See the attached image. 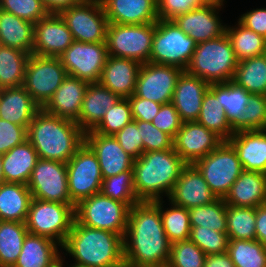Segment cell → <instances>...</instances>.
<instances>
[{
  "label": "cell",
  "instance_id": "6da1fadb",
  "mask_svg": "<svg viewBox=\"0 0 266 267\" xmlns=\"http://www.w3.org/2000/svg\"><path fill=\"white\" fill-rule=\"evenodd\" d=\"M123 243L124 258L135 267H166L171 243L154 202L141 201L130 207Z\"/></svg>",
  "mask_w": 266,
  "mask_h": 267
},
{
  "label": "cell",
  "instance_id": "7a4b0ae2",
  "mask_svg": "<svg viewBox=\"0 0 266 267\" xmlns=\"http://www.w3.org/2000/svg\"><path fill=\"white\" fill-rule=\"evenodd\" d=\"M27 140L40 159L67 163L85 143V132L76 122L51 115L41 108L27 128Z\"/></svg>",
  "mask_w": 266,
  "mask_h": 267
},
{
  "label": "cell",
  "instance_id": "3957f363",
  "mask_svg": "<svg viewBox=\"0 0 266 267\" xmlns=\"http://www.w3.org/2000/svg\"><path fill=\"white\" fill-rule=\"evenodd\" d=\"M187 164L174 149L143 153L133 163V184L140 201H155L170 196Z\"/></svg>",
  "mask_w": 266,
  "mask_h": 267
},
{
  "label": "cell",
  "instance_id": "277c9868",
  "mask_svg": "<svg viewBox=\"0 0 266 267\" xmlns=\"http://www.w3.org/2000/svg\"><path fill=\"white\" fill-rule=\"evenodd\" d=\"M61 250L74 258L75 264L87 267H106L124 258L123 236L111 231L72 225Z\"/></svg>",
  "mask_w": 266,
  "mask_h": 267
},
{
  "label": "cell",
  "instance_id": "5b68a950",
  "mask_svg": "<svg viewBox=\"0 0 266 267\" xmlns=\"http://www.w3.org/2000/svg\"><path fill=\"white\" fill-rule=\"evenodd\" d=\"M239 61L231 42L222 36L197 43L186 72L211 83L232 81Z\"/></svg>",
  "mask_w": 266,
  "mask_h": 267
},
{
  "label": "cell",
  "instance_id": "8992f818",
  "mask_svg": "<svg viewBox=\"0 0 266 267\" xmlns=\"http://www.w3.org/2000/svg\"><path fill=\"white\" fill-rule=\"evenodd\" d=\"M75 206L32 198L25 226L30 234L48 237L62 246L75 220Z\"/></svg>",
  "mask_w": 266,
  "mask_h": 267
},
{
  "label": "cell",
  "instance_id": "52a82bcc",
  "mask_svg": "<svg viewBox=\"0 0 266 267\" xmlns=\"http://www.w3.org/2000/svg\"><path fill=\"white\" fill-rule=\"evenodd\" d=\"M197 42L186 35L173 21L159 19L149 62L175 66L183 71L189 65Z\"/></svg>",
  "mask_w": 266,
  "mask_h": 267
},
{
  "label": "cell",
  "instance_id": "ba28073f",
  "mask_svg": "<svg viewBox=\"0 0 266 267\" xmlns=\"http://www.w3.org/2000/svg\"><path fill=\"white\" fill-rule=\"evenodd\" d=\"M130 207L97 193L75 206V220L90 228L111 231L124 237Z\"/></svg>",
  "mask_w": 266,
  "mask_h": 267
},
{
  "label": "cell",
  "instance_id": "9c48e42d",
  "mask_svg": "<svg viewBox=\"0 0 266 267\" xmlns=\"http://www.w3.org/2000/svg\"><path fill=\"white\" fill-rule=\"evenodd\" d=\"M155 32V23H109L106 35L108 55L149 62Z\"/></svg>",
  "mask_w": 266,
  "mask_h": 267
},
{
  "label": "cell",
  "instance_id": "30bf717a",
  "mask_svg": "<svg viewBox=\"0 0 266 267\" xmlns=\"http://www.w3.org/2000/svg\"><path fill=\"white\" fill-rule=\"evenodd\" d=\"M194 165L201 172L211 192L222 198L244 171L235 148L223 141L215 150L197 160Z\"/></svg>",
  "mask_w": 266,
  "mask_h": 267
},
{
  "label": "cell",
  "instance_id": "8fae6325",
  "mask_svg": "<svg viewBox=\"0 0 266 267\" xmlns=\"http://www.w3.org/2000/svg\"><path fill=\"white\" fill-rule=\"evenodd\" d=\"M58 14L71 31L74 41L106 42L109 21L100 0H83Z\"/></svg>",
  "mask_w": 266,
  "mask_h": 267
},
{
  "label": "cell",
  "instance_id": "7c38bea8",
  "mask_svg": "<svg viewBox=\"0 0 266 267\" xmlns=\"http://www.w3.org/2000/svg\"><path fill=\"white\" fill-rule=\"evenodd\" d=\"M67 76V71L59 57H42L30 54L23 87L33 100L43 108Z\"/></svg>",
  "mask_w": 266,
  "mask_h": 267
},
{
  "label": "cell",
  "instance_id": "4fadbf2b",
  "mask_svg": "<svg viewBox=\"0 0 266 267\" xmlns=\"http://www.w3.org/2000/svg\"><path fill=\"white\" fill-rule=\"evenodd\" d=\"M66 164L69 196L75 205L83 199L101 193L103 177L99 161L86 143Z\"/></svg>",
  "mask_w": 266,
  "mask_h": 267
},
{
  "label": "cell",
  "instance_id": "5bb4252c",
  "mask_svg": "<svg viewBox=\"0 0 266 267\" xmlns=\"http://www.w3.org/2000/svg\"><path fill=\"white\" fill-rule=\"evenodd\" d=\"M108 57L106 42L89 43L74 41L60 56L69 76L99 83Z\"/></svg>",
  "mask_w": 266,
  "mask_h": 267
},
{
  "label": "cell",
  "instance_id": "9a60e30c",
  "mask_svg": "<svg viewBox=\"0 0 266 267\" xmlns=\"http://www.w3.org/2000/svg\"><path fill=\"white\" fill-rule=\"evenodd\" d=\"M27 186L34 199L74 204L69 196L66 163L39 158Z\"/></svg>",
  "mask_w": 266,
  "mask_h": 267
},
{
  "label": "cell",
  "instance_id": "2e32d148",
  "mask_svg": "<svg viewBox=\"0 0 266 267\" xmlns=\"http://www.w3.org/2000/svg\"><path fill=\"white\" fill-rule=\"evenodd\" d=\"M182 72V69L170 65L141 64L134 95L159 104L169 103Z\"/></svg>",
  "mask_w": 266,
  "mask_h": 267
},
{
  "label": "cell",
  "instance_id": "e0dca14e",
  "mask_svg": "<svg viewBox=\"0 0 266 267\" xmlns=\"http://www.w3.org/2000/svg\"><path fill=\"white\" fill-rule=\"evenodd\" d=\"M223 140L197 121L183 122L173 140V149L186 164H194L215 150Z\"/></svg>",
  "mask_w": 266,
  "mask_h": 267
},
{
  "label": "cell",
  "instance_id": "ac0fdd59",
  "mask_svg": "<svg viewBox=\"0 0 266 267\" xmlns=\"http://www.w3.org/2000/svg\"><path fill=\"white\" fill-rule=\"evenodd\" d=\"M74 42L71 31L57 13H49L34 24L33 53L42 57H59Z\"/></svg>",
  "mask_w": 266,
  "mask_h": 267
},
{
  "label": "cell",
  "instance_id": "d6986e66",
  "mask_svg": "<svg viewBox=\"0 0 266 267\" xmlns=\"http://www.w3.org/2000/svg\"><path fill=\"white\" fill-rule=\"evenodd\" d=\"M224 5H203L172 21L197 43L218 38L225 33L226 24L218 15Z\"/></svg>",
  "mask_w": 266,
  "mask_h": 267
},
{
  "label": "cell",
  "instance_id": "ffe728a7",
  "mask_svg": "<svg viewBox=\"0 0 266 267\" xmlns=\"http://www.w3.org/2000/svg\"><path fill=\"white\" fill-rule=\"evenodd\" d=\"M85 143L95 153L103 179L132 170L134 158L126 153L112 135L85 132Z\"/></svg>",
  "mask_w": 266,
  "mask_h": 267
},
{
  "label": "cell",
  "instance_id": "44dd1931",
  "mask_svg": "<svg viewBox=\"0 0 266 267\" xmlns=\"http://www.w3.org/2000/svg\"><path fill=\"white\" fill-rule=\"evenodd\" d=\"M216 199L197 167L194 164H187L167 200L177 206L190 209L210 204Z\"/></svg>",
  "mask_w": 266,
  "mask_h": 267
},
{
  "label": "cell",
  "instance_id": "7402d4cb",
  "mask_svg": "<svg viewBox=\"0 0 266 267\" xmlns=\"http://www.w3.org/2000/svg\"><path fill=\"white\" fill-rule=\"evenodd\" d=\"M210 84L183 71L178 77L172 100L182 122L197 121L203 97Z\"/></svg>",
  "mask_w": 266,
  "mask_h": 267
},
{
  "label": "cell",
  "instance_id": "603a6c76",
  "mask_svg": "<svg viewBox=\"0 0 266 267\" xmlns=\"http://www.w3.org/2000/svg\"><path fill=\"white\" fill-rule=\"evenodd\" d=\"M109 23L147 24L159 20L157 0H100Z\"/></svg>",
  "mask_w": 266,
  "mask_h": 267
},
{
  "label": "cell",
  "instance_id": "cb8c5ba5",
  "mask_svg": "<svg viewBox=\"0 0 266 267\" xmlns=\"http://www.w3.org/2000/svg\"><path fill=\"white\" fill-rule=\"evenodd\" d=\"M141 64L136 60L108 55L99 83L121 98L132 96Z\"/></svg>",
  "mask_w": 266,
  "mask_h": 267
},
{
  "label": "cell",
  "instance_id": "d4e9b609",
  "mask_svg": "<svg viewBox=\"0 0 266 267\" xmlns=\"http://www.w3.org/2000/svg\"><path fill=\"white\" fill-rule=\"evenodd\" d=\"M88 85L89 83L85 80L68 75L43 109L51 115L78 124L84 93Z\"/></svg>",
  "mask_w": 266,
  "mask_h": 267
},
{
  "label": "cell",
  "instance_id": "484cf974",
  "mask_svg": "<svg viewBox=\"0 0 266 267\" xmlns=\"http://www.w3.org/2000/svg\"><path fill=\"white\" fill-rule=\"evenodd\" d=\"M228 141L235 148L244 171L266 174V129L237 131Z\"/></svg>",
  "mask_w": 266,
  "mask_h": 267
},
{
  "label": "cell",
  "instance_id": "4316f807",
  "mask_svg": "<svg viewBox=\"0 0 266 267\" xmlns=\"http://www.w3.org/2000/svg\"><path fill=\"white\" fill-rule=\"evenodd\" d=\"M121 97L100 83H89L84 93L78 125L84 131L93 130L103 119L107 110Z\"/></svg>",
  "mask_w": 266,
  "mask_h": 267
},
{
  "label": "cell",
  "instance_id": "83f0119b",
  "mask_svg": "<svg viewBox=\"0 0 266 267\" xmlns=\"http://www.w3.org/2000/svg\"><path fill=\"white\" fill-rule=\"evenodd\" d=\"M41 107L23 86L0 89V118L26 129Z\"/></svg>",
  "mask_w": 266,
  "mask_h": 267
},
{
  "label": "cell",
  "instance_id": "f1b7e54d",
  "mask_svg": "<svg viewBox=\"0 0 266 267\" xmlns=\"http://www.w3.org/2000/svg\"><path fill=\"white\" fill-rule=\"evenodd\" d=\"M226 205L255 207L266 204V174L243 171L224 197Z\"/></svg>",
  "mask_w": 266,
  "mask_h": 267
},
{
  "label": "cell",
  "instance_id": "f546056e",
  "mask_svg": "<svg viewBox=\"0 0 266 267\" xmlns=\"http://www.w3.org/2000/svg\"><path fill=\"white\" fill-rule=\"evenodd\" d=\"M61 255L59 243L45 236L28 233L13 267H56Z\"/></svg>",
  "mask_w": 266,
  "mask_h": 267
},
{
  "label": "cell",
  "instance_id": "4dcf8cb0",
  "mask_svg": "<svg viewBox=\"0 0 266 267\" xmlns=\"http://www.w3.org/2000/svg\"><path fill=\"white\" fill-rule=\"evenodd\" d=\"M38 159V153L28 140L3 154L4 182L27 185Z\"/></svg>",
  "mask_w": 266,
  "mask_h": 267
},
{
  "label": "cell",
  "instance_id": "1f68e13d",
  "mask_svg": "<svg viewBox=\"0 0 266 267\" xmlns=\"http://www.w3.org/2000/svg\"><path fill=\"white\" fill-rule=\"evenodd\" d=\"M34 24L0 9V45L32 54Z\"/></svg>",
  "mask_w": 266,
  "mask_h": 267
},
{
  "label": "cell",
  "instance_id": "d6a6232c",
  "mask_svg": "<svg viewBox=\"0 0 266 267\" xmlns=\"http://www.w3.org/2000/svg\"><path fill=\"white\" fill-rule=\"evenodd\" d=\"M32 194L27 185L2 182L0 184V220L25 222Z\"/></svg>",
  "mask_w": 266,
  "mask_h": 267
},
{
  "label": "cell",
  "instance_id": "836d02e7",
  "mask_svg": "<svg viewBox=\"0 0 266 267\" xmlns=\"http://www.w3.org/2000/svg\"><path fill=\"white\" fill-rule=\"evenodd\" d=\"M197 122L214 132L223 141H228L234 135L232 125L220 103V98H217L210 89L203 97Z\"/></svg>",
  "mask_w": 266,
  "mask_h": 267
},
{
  "label": "cell",
  "instance_id": "e575fe53",
  "mask_svg": "<svg viewBox=\"0 0 266 267\" xmlns=\"http://www.w3.org/2000/svg\"><path fill=\"white\" fill-rule=\"evenodd\" d=\"M232 82L250 94L266 95V54L239 61Z\"/></svg>",
  "mask_w": 266,
  "mask_h": 267
},
{
  "label": "cell",
  "instance_id": "d590c367",
  "mask_svg": "<svg viewBox=\"0 0 266 267\" xmlns=\"http://www.w3.org/2000/svg\"><path fill=\"white\" fill-rule=\"evenodd\" d=\"M30 54L0 45V89L23 86Z\"/></svg>",
  "mask_w": 266,
  "mask_h": 267
},
{
  "label": "cell",
  "instance_id": "8d00e7d4",
  "mask_svg": "<svg viewBox=\"0 0 266 267\" xmlns=\"http://www.w3.org/2000/svg\"><path fill=\"white\" fill-rule=\"evenodd\" d=\"M225 33L228 36L238 61L261 56L266 53V39L246 28L239 21L233 27L226 25Z\"/></svg>",
  "mask_w": 266,
  "mask_h": 267
},
{
  "label": "cell",
  "instance_id": "74e56055",
  "mask_svg": "<svg viewBox=\"0 0 266 267\" xmlns=\"http://www.w3.org/2000/svg\"><path fill=\"white\" fill-rule=\"evenodd\" d=\"M25 222L0 220V267H13L28 234Z\"/></svg>",
  "mask_w": 266,
  "mask_h": 267
},
{
  "label": "cell",
  "instance_id": "f35d334b",
  "mask_svg": "<svg viewBox=\"0 0 266 267\" xmlns=\"http://www.w3.org/2000/svg\"><path fill=\"white\" fill-rule=\"evenodd\" d=\"M160 209L161 219L165 234L169 242L189 240L191 223L188 209L177 206L172 202L164 208L163 199L153 201ZM171 206V207H170Z\"/></svg>",
  "mask_w": 266,
  "mask_h": 267
},
{
  "label": "cell",
  "instance_id": "ab89813d",
  "mask_svg": "<svg viewBox=\"0 0 266 267\" xmlns=\"http://www.w3.org/2000/svg\"><path fill=\"white\" fill-rule=\"evenodd\" d=\"M209 89L217 98H220V103L223 105L227 119L233 125L243 114L251 94L232 81L211 83Z\"/></svg>",
  "mask_w": 266,
  "mask_h": 267
},
{
  "label": "cell",
  "instance_id": "60d3db41",
  "mask_svg": "<svg viewBox=\"0 0 266 267\" xmlns=\"http://www.w3.org/2000/svg\"><path fill=\"white\" fill-rule=\"evenodd\" d=\"M227 234L229 240H255V207L227 205Z\"/></svg>",
  "mask_w": 266,
  "mask_h": 267
},
{
  "label": "cell",
  "instance_id": "b9f144b4",
  "mask_svg": "<svg viewBox=\"0 0 266 267\" xmlns=\"http://www.w3.org/2000/svg\"><path fill=\"white\" fill-rule=\"evenodd\" d=\"M227 252L234 267H266V246L258 240H229Z\"/></svg>",
  "mask_w": 266,
  "mask_h": 267
},
{
  "label": "cell",
  "instance_id": "7bdbcfd3",
  "mask_svg": "<svg viewBox=\"0 0 266 267\" xmlns=\"http://www.w3.org/2000/svg\"><path fill=\"white\" fill-rule=\"evenodd\" d=\"M227 205L222 198L210 204L188 209L191 226H202L218 232H227Z\"/></svg>",
  "mask_w": 266,
  "mask_h": 267
},
{
  "label": "cell",
  "instance_id": "ee69618b",
  "mask_svg": "<svg viewBox=\"0 0 266 267\" xmlns=\"http://www.w3.org/2000/svg\"><path fill=\"white\" fill-rule=\"evenodd\" d=\"M101 193L113 200L126 203L129 207L141 202L135 193L132 170L104 178Z\"/></svg>",
  "mask_w": 266,
  "mask_h": 267
},
{
  "label": "cell",
  "instance_id": "f6af8a7d",
  "mask_svg": "<svg viewBox=\"0 0 266 267\" xmlns=\"http://www.w3.org/2000/svg\"><path fill=\"white\" fill-rule=\"evenodd\" d=\"M234 133L266 129V95L251 94L243 114L232 125Z\"/></svg>",
  "mask_w": 266,
  "mask_h": 267
},
{
  "label": "cell",
  "instance_id": "bcb514c9",
  "mask_svg": "<svg viewBox=\"0 0 266 267\" xmlns=\"http://www.w3.org/2000/svg\"><path fill=\"white\" fill-rule=\"evenodd\" d=\"M206 254L192 241L173 242L166 267H204Z\"/></svg>",
  "mask_w": 266,
  "mask_h": 267
},
{
  "label": "cell",
  "instance_id": "7dc6e473",
  "mask_svg": "<svg viewBox=\"0 0 266 267\" xmlns=\"http://www.w3.org/2000/svg\"><path fill=\"white\" fill-rule=\"evenodd\" d=\"M132 120L128 98H120L114 106L107 110L101 122L92 131L113 136Z\"/></svg>",
  "mask_w": 266,
  "mask_h": 267
},
{
  "label": "cell",
  "instance_id": "c3c4849f",
  "mask_svg": "<svg viewBox=\"0 0 266 267\" xmlns=\"http://www.w3.org/2000/svg\"><path fill=\"white\" fill-rule=\"evenodd\" d=\"M189 240L194 242L206 255L227 252L229 243L227 232H218L202 226H191Z\"/></svg>",
  "mask_w": 266,
  "mask_h": 267
},
{
  "label": "cell",
  "instance_id": "681fc988",
  "mask_svg": "<svg viewBox=\"0 0 266 267\" xmlns=\"http://www.w3.org/2000/svg\"><path fill=\"white\" fill-rule=\"evenodd\" d=\"M0 9L33 24L49 14L42 0H0Z\"/></svg>",
  "mask_w": 266,
  "mask_h": 267
},
{
  "label": "cell",
  "instance_id": "f907efd6",
  "mask_svg": "<svg viewBox=\"0 0 266 267\" xmlns=\"http://www.w3.org/2000/svg\"><path fill=\"white\" fill-rule=\"evenodd\" d=\"M140 128V137L143 141V153L173 149L174 138L156 128L152 122L134 120Z\"/></svg>",
  "mask_w": 266,
  "mask_h": 267
},
{
  "label": "cell",
  "instance_id": "816d5d0a",
  "mask_svg": "<svg viewBox=\"0 0 266 267\" xmlns=\"http://www.w3.org/2000/svg\"><path fill=\"white\" fill-rule=\"evenodd\" d=\"M123 150L134 159L143 154V141L140 137V128L134 120L126 124L119 132L113 135Z\"/></svg>",
  "mask_w": 266,
  "mask_h": 267
},
{
  "label": "cell",
  "instance_id": "f5cc1de1",
  "mask_svg": "<svg viewBox=\"0 0 266 267\" xmlns=\"http://www.w3.org/2000/svg\"><path fill=\"white\" fill-rule=\"evenodd\" d=\"M27 140V129L0 118V154L3 155Z\"/></svg>",
  "mask_w": 266,
  "mask_h": 267
},
{
  "label": "cell",
  "instance_id": "db71d44e",
  "mask_svg": "<svg viewBox=\"0 0 266 267\" xmlns=\"http://www.w3.org/2000/svg\"><path fill=\"white\" fill-rule=\"evenodd\" d=\"M151 122L156 128L171 135L173 138L181 129L183 123L172 102L162 104L158 114Z\"/></svg>",
  "mask_w": 266,
  "mask_h": 267
},
{
  "label": "cell",
  "instance_id": "11a10c76",
  "mask_svg": "<svg viewBox=\"0 0 266 267\" xmlns=\"http://www.w3.org/2000/svg\"><path fill=\"white\" fill-rule=\"evenodd\" d=\"M203 5L200 0H157L158 17L162 20L172 21L177 16Z\"/></svg>",
  "mask_w": 266,
  "mask_h": 267
},
{
  "label": "cell",
  "instance_id": "9f6ffc18",
  "mask_svg": "<svg viewBox=\"0 0 266 267\" xmlns=\"http://www.w3.org/2000/svg\"><path fill=\"white\" fill-rule=\"evenodd\" d=\"M133 120H141L151 122L158 114L162 104L153 102L148 99H143L134 94L128 97Z\"/></svg>",
  "mask_w": 266,
  "mask_h": 267
},
{
  "label": "cell",
  "instance_id": "6f0895ef",
  "mask_svg": "<svg viewBox=\"0 0 266 267\" xmlns=\"http://www.w3.org/2000/svg\"><path fill=\"white\" fill-rule=\"evenodd\" d=\"M246 28L266 39V8H256L242 14L237 19Z\"/></svg>",
  "mask_w": 266,
  "mask_h": 267
},
{
  "label": "cell",
  "instance_id": "680465c9",
  "mask_svg": "<svg viewBox=\"0 0 266 267\" xmlns=\"http://www.w3.org/2000/svg\"><path fill=\"white\" fill-rule=\"evenodd\" d=\"M255 239L266 246V204L256 208Z\"/></svg>",
  "mask_w": 266,
  "mask_h": 267
},
{
  "label": "cell",
  "instance_id": "91938a15",
  "mask_svg": "<svg viewBox=\"0 0 266 267\" xmlns=\"http://www.w3.org/2000/svg\"><path fill=\"white\" fill-rule=\"evenodd\" d=\"M204 267H234L228 252L206 255Z\"/></svg>",
  "mask_w": 266,
  "mask_h": 267
},
{
  "label": "cell",
  "instance_id": "94428289",
  "mask_svg": "<svg viewBox=\"0 0 266 267\" xmlns=\"http://www.w3.org/2000/svg\"><path fill=\"white\" fill-rule=\"evenodd\" d=\"M83 0H42L46 10L49 13H59L63 9L78 4Z\"/></svg>",
  "mask_w": 266,
  "mask_h": 267
},
{
  "label": "cell",
  "instance_id": "6125c7cd",
  "mask_svg": "<svg viewBox=\"0 0 266 267\" xmlns=\"http://www.w3.org/2000/svg\"><path fill=\"white\" fill-rule=\"evenodd\" d=\"M106 267H135V266L129 260L123 258L122 260L114 264L108 265Z\"/></svg>",
  "mask_w": 266,
  "mask_h": 267
},
{
  "label": "cell",
  "instance_id": "be15d7a7",
  "mask_svg": "<svg viewBox=\"0 0 266 267\" xmlns=\"http://www.w3.org/2000/svg\"><path fill=\"white\" fill-rule=\"evenodd\" d=\"M205 5H224L225 0H200Z\"/></svg>",
  "mask_w": 266,
  "mask_h": 267
},
{
  "label": "cell",
  "instance_id": "e7e4bbea",
  "mask_svg": "<svg viewBox=\"0 0 266 267\" xmlns=\"http://www.w3.org/2000/svg\"><path fill=\"white\" fill-rule=\"evenodd\" d=\"M64 260H65V257L61 255L60 261H59L61 267H65V265H66V264H64L65 263ZM66 267H87V266L78 265V264L72 263V261H71V264H69V266H68V263H67Z\"/></svg>",
  "mask_w": 266,
  "mask_h": 267
},
{
  "label": "cell",
  "instance_id": "03108f58",
  "mask_svg": "<svg viewBox=\"0 0 266 267\" xmlns=\"http://www.w3.org/2000/svg\"><path fill=\"white\" fill-rule=\"evenodd\" d=\"M4 182L3 169H2V155L0 154V184Z\"/></svg>",
  "mask_w": 266,
  "mask_h": 267
}]
</instances>
